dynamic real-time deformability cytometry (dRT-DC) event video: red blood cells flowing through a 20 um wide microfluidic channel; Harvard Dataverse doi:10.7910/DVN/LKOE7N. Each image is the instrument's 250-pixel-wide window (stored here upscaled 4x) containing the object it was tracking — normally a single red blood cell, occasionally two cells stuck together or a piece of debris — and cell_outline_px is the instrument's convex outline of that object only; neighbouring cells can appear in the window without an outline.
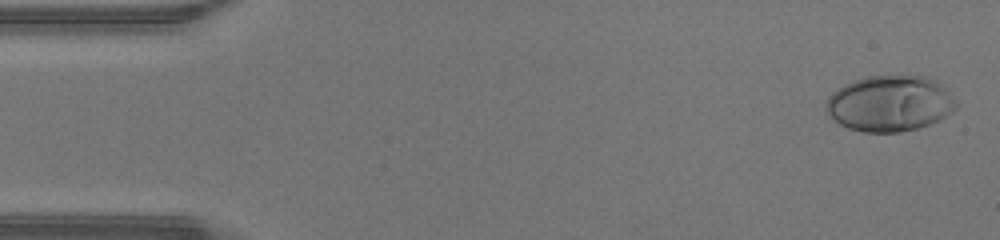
{"species": "human", "species_latin": "Homo sapiens", "temperature_condition": "warm", "stored_images_in_passage": 47, "camera_frame_rate_fps": 3000, "um_per_image_px": 0.085, "donor": {"sex": "male"}, "frame": {"image": 1, "passage_image": 2, "time_ms": 0.333, "image_size_px": [1000, 240], "cell_outline_px": [[956, 108], [952, 112], [940, 120], [916, 128], [900, 132], [864, 132], [848, 128], [832, 120], [824, 108], [824, 104], [828, 96], [832, 92], [844, 84], [852, 80], [868, 76], [924, 76], [936, 80], [944, 88], [956, 104]], "centroid_in_image_um": [75.57, 8.8], "position_along_channel_um": 9.4, "area_um2": 42.37}}
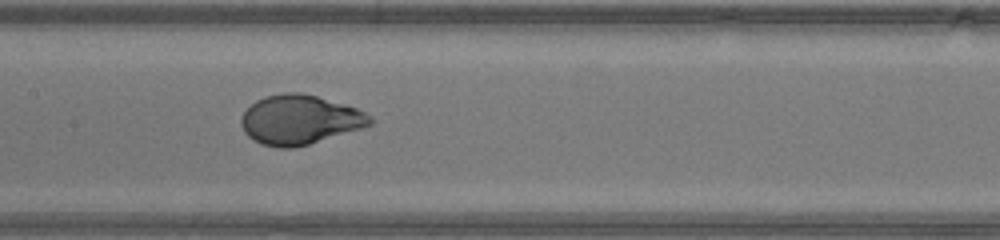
{"frame": {"image": 2, "passage_image": 23, "time_ms": 7.333, "image_size_px": [1000, 240], "cell_outline_px": [[372, 124], [364, 128], [308, 144], [292, 148], [276, 148], [260, 144], [248, 136], [244, 132], [240, 124], [240, 120], [244, 112], [256, 100], [264, 96], [284, 92], [300, 92], [316, 96], [344, 104], [356, 108], [372, 116]], "centroid_in_image_um": [25.46, 10.18], "position_along_channel_um": 181.9, "area_um2": 37.22}}
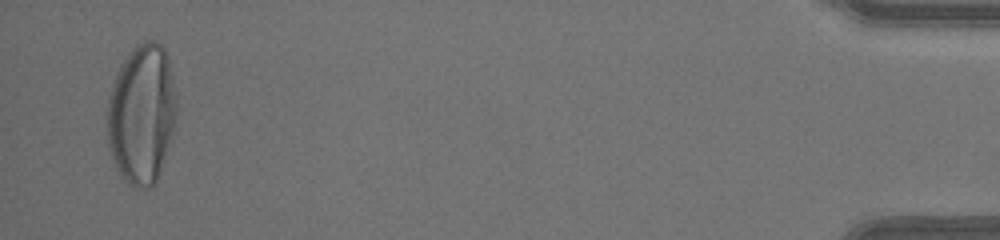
{"frame": {"image": 3, "passage_image": 46, "time_ms": 15.0, "image_size_px": [1000, 240], "cell_outline_px": [[176, 116], [172, 132], [156, 180], [152, 188], [140, 188], [124, 180], [120, 176], [108, 148], [108, 96], [116, 72], [120, 64], [132, 48], [136, 44], [144, 40], [152, 40], [160, 44], [164, 48], [168, 56], [176, 92]], "centroid_in_image_um": [12.03, 9.64], "position_along_channel_um": 423.2, "area_um2": 56.41}, "authors_computed_cell_mechanics": {"area_um2": 37.859, "velocity_mm_per_s": 4.3698, "shape_relaxation_time_tau1_ms": 4.0161, "shape_relaxation_time_tau2_ms": null, "deformation_change_tau1": 0.2563, "deformation_change_tau2": null}}